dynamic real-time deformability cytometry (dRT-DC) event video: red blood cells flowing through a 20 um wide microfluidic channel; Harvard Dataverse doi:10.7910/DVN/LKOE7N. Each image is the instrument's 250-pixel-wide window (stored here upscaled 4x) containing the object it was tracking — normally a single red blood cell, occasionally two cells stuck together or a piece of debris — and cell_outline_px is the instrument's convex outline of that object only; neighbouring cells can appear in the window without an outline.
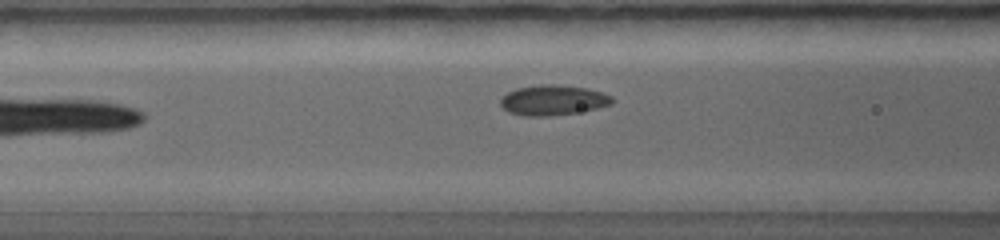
{"species": "common noctule bat (a hibernating species)", "species_latin": "Nyctalus noctula", "temperature_condition": "warm", "stored_images_in_passage": 27, "camera_frame_rate_fps": 5000, "um_per_image_px": 0.085, "animal": {"sex": "female", "body_mass_g": 19.0, "forearm_length_mm": 56.7}, "frame": {"image": 1, "passage_image": 7, "time_ms": 1.8, "image_size_px": [1000, 240], "cell_outline_px": [[612, 104], [596, 108], [576, 112], [552, 116], [524, 116], [508, 112], [500, 104], [500, 100], [508, 92], [516, 88], [540, 84], [556, 84], [584, 88], [600, 92], [612, 96]], "centroid_in_image_um": [46.97, 8.51], "position_along_channel_um": 119.6, "area_um2": 19.48}}
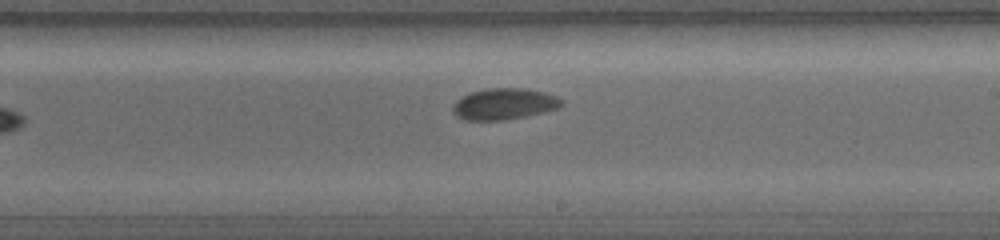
{"frame": {"image": 2, "passage_image": 15, "time_ms": 4.0, "image_size_px": [1000, 240], "cell_outline_px": [[564, 104], [560, 108], [544, 112], [504, 120], [468, 120], [456, 116], [452, 112], [452, 104], [456, 100], [472, 92], [488, 88], [524, 88], [540, 92], [552, 96], [560, 100]], "centroid_in_image_um": [42.8, 8.85], "position_along_channel_um": 246.2, "area_um2": 19.54}}
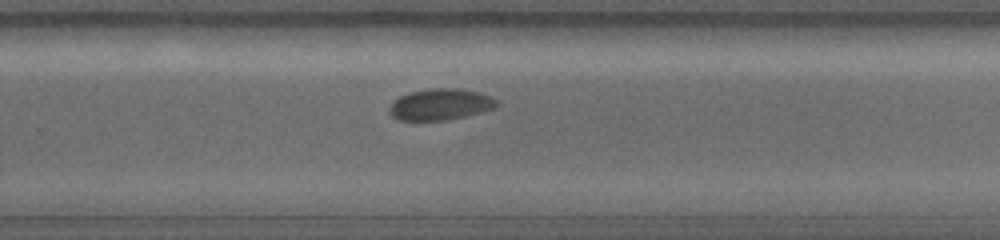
{"frame": {"image": 3, "passage_image": 18, "time_ms": 4.8, "image_size_px": [1000, 240], "cell_outline_px": [[496, 108], [464, 116], [444, 120], [396, 120], [388, 112], [388, 108], [400, 96], [412, 92], [436, 88], [452, 88], [476, 92], [488, 96], [496, 100]], "centroid_in_image_um": [37.39, 8.89], "position_along_channel_um": 292.4, "area_um2": 19.07}}